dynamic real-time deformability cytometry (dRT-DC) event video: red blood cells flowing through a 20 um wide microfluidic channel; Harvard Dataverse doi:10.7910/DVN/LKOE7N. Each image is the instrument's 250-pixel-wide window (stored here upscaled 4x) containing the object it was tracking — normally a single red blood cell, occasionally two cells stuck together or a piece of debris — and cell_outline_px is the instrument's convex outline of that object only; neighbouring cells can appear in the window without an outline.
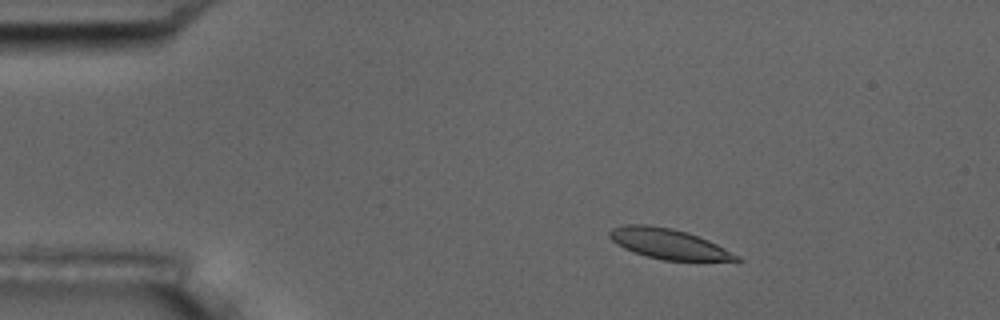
{"species": "common noctule bat (a hibernating species)", "species_latin": "Nyctalus noctula", "temperature_condition": "room temperature", "stored_images_in_passage": 4, "camera_frame_rate_fps": 3000, "um_per_image_px": 0.085, "animal": {"sex": "male", "body_mass_g": 17.5, "forearm_length_mm": 52.3}, "frame": {"image": 1, "passage_image": 3, "time_ms": 2.333, "image_size_px": [1000, 320], "cell_outline_px": [[744, 260], [664, 260], [648, 256], [624, 248], [616, 244], [608, 236], [608, 232], [612, 228], [624, 224], [648, 224], [672, 228], [688, 232], [708, 240], [740, 256]], "centroid_in_image_um": [56.79, 20.7], "position_along_channel_um": 28.2, "area_um2": 22.14}}